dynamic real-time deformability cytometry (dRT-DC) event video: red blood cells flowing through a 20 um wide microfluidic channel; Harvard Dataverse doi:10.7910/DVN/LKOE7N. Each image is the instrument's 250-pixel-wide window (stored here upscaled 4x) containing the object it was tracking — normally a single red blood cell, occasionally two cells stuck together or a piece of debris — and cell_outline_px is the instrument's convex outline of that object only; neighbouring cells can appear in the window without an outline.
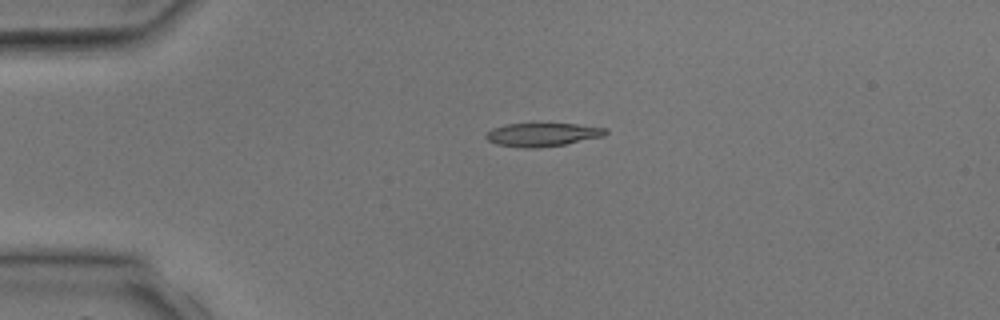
{"species": "common noctule bat (a hibernating species)", "species_latin": "Nyctalus noctula", "temperature_condition": "room temperature", "stored_images_in_passage": 3, "camera_frame_rate_fps": 3000, "um_per_image_px": 0.085, "animal": {"sex": "male", "body_mass_g": 17.9, "forearm_length_mm": 54.2}, "frame": {"image": 1, "passage_image": 2, "time_ms": 2.333, "image_size_px": [1000, 320], "cell_outline_px": [[608, 132], [604, 136], [564, 144], [536, 148], [520, 148], [496, 144], [488, 140], [484, 136], [492, 128], [504, 124], [576, 124], [608, 128]], "centroid_in_image_um": [46.09, 11.44], "position_along_channel_um": 38.9, "area_um2": 16.3}}
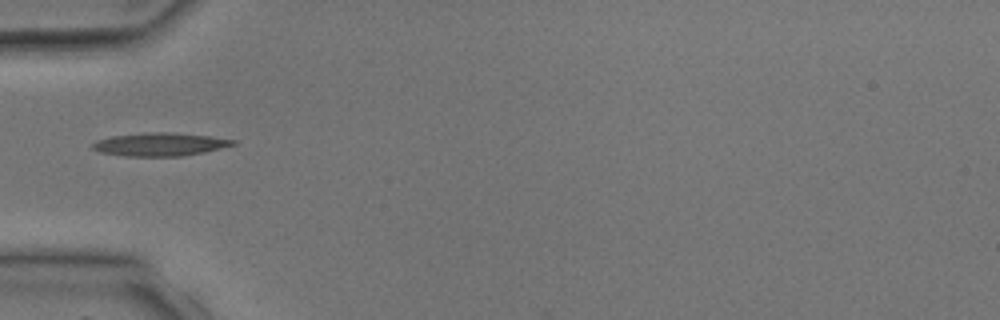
{"frame": {"image": 2, "passage_image": 3, "time_ms": 3.667, "image_size_px": [1000, 320], "cell_outline_px": [[236, 144], [204, 152], [180, 156], [124, 156], [100, 152], [92, 148], [92, 144], [96, 140], [112, 136], [148, 132], [168, 132], [212, 136], [236, 140]], "centroid_in_image_um": [13.59, 12.26], "position_along_channel_um": 71.4, "area_um2": 18.9}}